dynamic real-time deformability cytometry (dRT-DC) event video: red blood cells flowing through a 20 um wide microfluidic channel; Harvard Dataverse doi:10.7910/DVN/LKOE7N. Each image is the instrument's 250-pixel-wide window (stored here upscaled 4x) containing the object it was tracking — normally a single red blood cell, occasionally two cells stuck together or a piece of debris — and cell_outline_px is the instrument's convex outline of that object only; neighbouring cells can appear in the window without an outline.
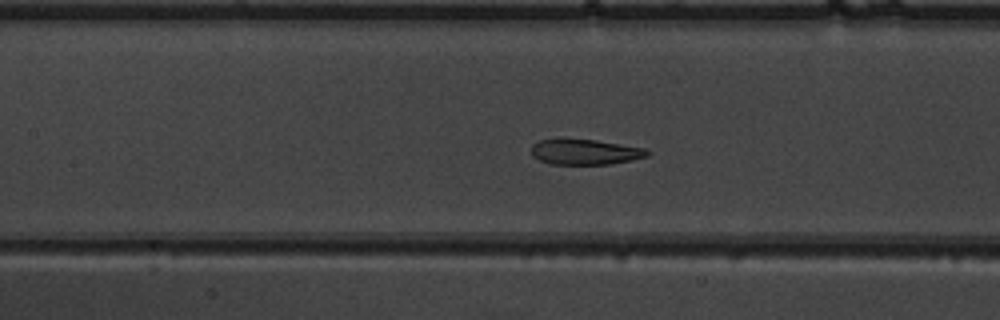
{"species": "common noctule bat (a hibernating species)", "species_latin": "Nyctalus noctula", "temperature_condition": "warm", "stored_images_in_passage": 37, "segment_of_instrument_passage": [2, 2], "camera_frame_rate_fps": 3000, "um_per_image_px": 0.085, "animal": {"sex": "male", "body_mass_g": 19.5, "forearm_length_mm": 54.6}, "frame": {"image": 1, "passage_image": 9, "time_ms": 2.667, "image_size_px": [1000, 320], "cell_outline_px": [[652, 152], [648, 156], [632, 160], [612, 164], [548, 164], [532, 156], [532, 144], [540, 140], [564, 136], [596, 140], [644, 148]], "centroid_in_image_um": [49.69, 12.88], "position_along_channel_um": 157.7, "area_um2": 17.8}}
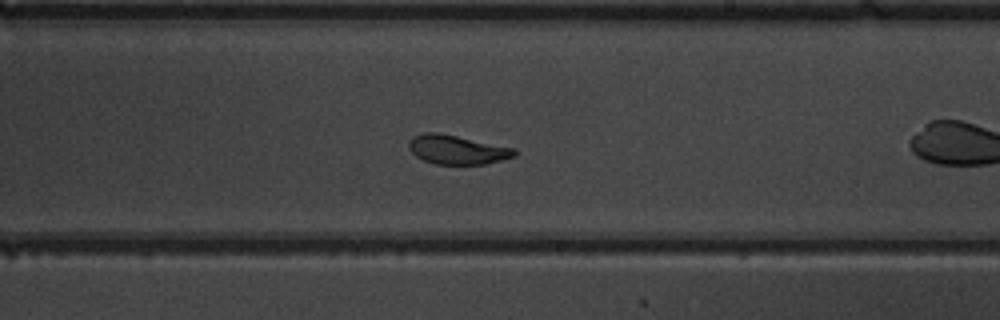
{"frame": {"image": 2, "passage_image": 16, "time_ms": 5.0, "image_size_px": [1000, 320], "cell_outline_px": [[516, 156], [504, 160], [484, 164], [436, 164], [424, 160], [416, 156], [408, 148], [408, 144], [412, 136], [424, 132], [436, 132], [516, 148]], "centroid_in_image_um": [38.86, 12.72], "position_along_channel_um": 250.1, "area_um2": 17.92}}
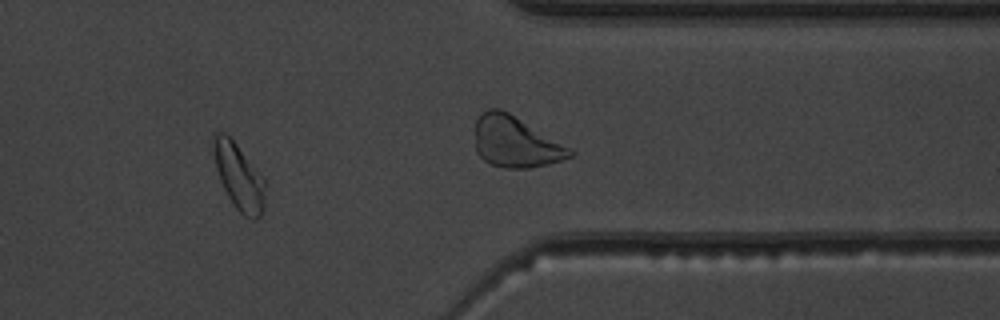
{"frame": {"image": 3, "passage_image": 28, "time_ms": 9.0, "image_size_px": [1000, 320], "cell_outline_px": [[264, 208], [260, 216], [256, 220], [248, 220], [236, 208], [228, 196], [220, 180], [216, 168], [212, 148], [212, 132], [224, 132], [236, 144], [260, 172], [264, 180]], "centroid_in_image_um": [20.29, 15.01], "position_along_channel_um": 391.1, "area_um2": 19.94}}